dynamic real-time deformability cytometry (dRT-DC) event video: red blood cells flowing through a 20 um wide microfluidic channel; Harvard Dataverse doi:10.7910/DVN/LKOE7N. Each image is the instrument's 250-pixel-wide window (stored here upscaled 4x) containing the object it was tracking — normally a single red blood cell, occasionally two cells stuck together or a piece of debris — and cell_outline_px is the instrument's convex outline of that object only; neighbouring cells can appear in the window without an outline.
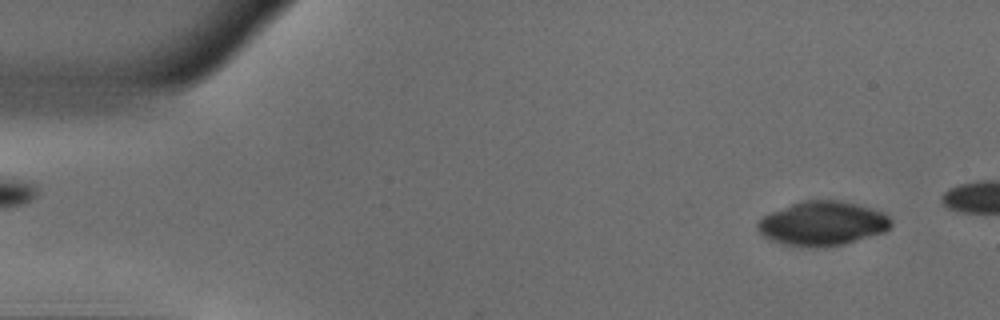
{"species": "common noctule bat (a hibernating species)", "species_latin": "Nyctalus noctula", "temperature_condition": "warm", "stored_images_in_passage": 44, "camera_frame_rate_fps": 3000, "um_per_image_px": 0.085, "animal": {"sex": "male", "body_mass_g": 18.8}, "frame": {"image": 1, "passage_image": 3, "time_ms": 0.667, "image_size_px": [1000, 320], "cell_outline_px": [[892, 224], [884, 232], [844, 244], [816, 248], [808, 248], [780, 244], [764, 236], [756, 228], [756, 224], [764, 216], [772, 212], [792, 204], [804, 200], [840, 200], [872, 208], [884, 212], [892, 220]], "centroid_in_image_um": [69.92, 19.01], "position_along_channel_um": 15.1, "area_um2": 34.45}}